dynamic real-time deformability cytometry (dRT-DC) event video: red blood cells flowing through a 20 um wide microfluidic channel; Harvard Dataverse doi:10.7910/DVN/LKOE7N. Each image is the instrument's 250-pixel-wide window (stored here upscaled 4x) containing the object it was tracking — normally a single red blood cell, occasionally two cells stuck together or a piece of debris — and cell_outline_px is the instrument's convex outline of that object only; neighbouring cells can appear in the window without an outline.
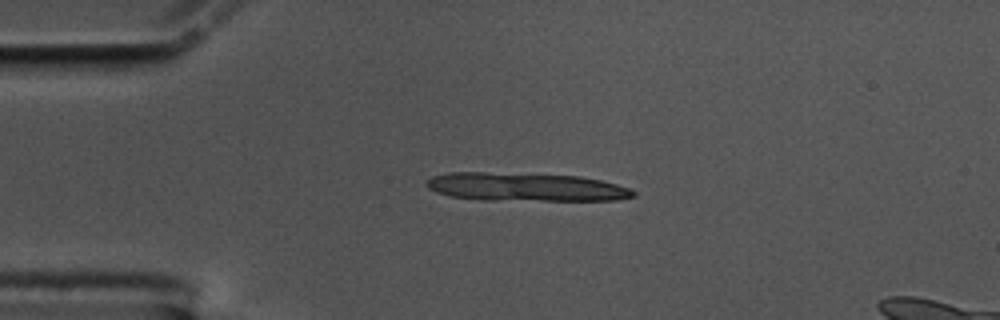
{"species": "common noctule bat (a hibernating species)", "species_latin": "Nyctalus noctula", "temperature_condition": "cold", "stored_images_in_passage": 13, "camera_frame_rate_fps": 3000, "um_per_image_px": 0.085, "animal": {"sex": "male", "body_mass_g": 17.5, "forearm_length_mm": 52.3}, "frame": {"image": 1, "passage_image": 1, "time_ms": 0.0, "image_size_px": [1000, 320], "cell_outline_px": [[636, 196], [616, 200], [480, 200], [448, 196], [436, 192], [428, 188], [424, 184], [432, 176], [448, 172], [484, 172], [580, 176], [600, 180], [632, 188], [636, 192]], "centroid_in_image_um": [44.66, 15.9], "position_along_channel_um": 40.3, "area_um2": 34.39}}